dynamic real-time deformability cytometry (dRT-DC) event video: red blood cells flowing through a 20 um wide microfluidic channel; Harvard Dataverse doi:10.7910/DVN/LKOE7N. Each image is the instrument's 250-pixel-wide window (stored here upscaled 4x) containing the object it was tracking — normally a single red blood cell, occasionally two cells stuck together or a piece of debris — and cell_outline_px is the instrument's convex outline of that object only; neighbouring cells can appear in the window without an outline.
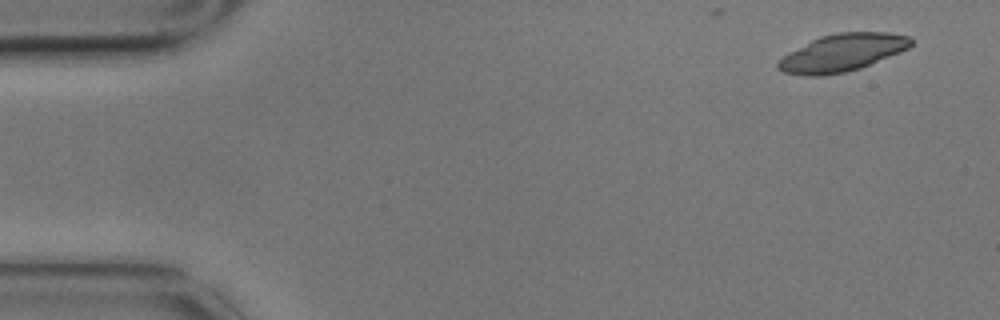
{"species": "common noctule bat (a hibernating species)", "species_latin": "Nyctalus noctula", "temperature_condition": "cold", "stored_images_in_passage": 4, "camera_frame_rate_fps": 3000, "um_per_image_px": 0.085, "animal": {"sex": "male", "body_mass_g": 17.9}, "frame": {"image": 1, "passage_image": 1, "time_ms": 0.0, "image_size_px": [1000, 320], "cell_outline_px": [[912, 44], [908, 48], [900, 52], [860, 68], [844, 72], [820, 76], [804, 76], [784, 72], [776, 68], [776, 64], [788, 52], [820, 36], [836, 32], [888, 32], [908, 36], [912, 40]], "centroid_in_image_um": [71.57, 4.48], "position_along_channel_um": 13.4, "area_um2": 28.84}}